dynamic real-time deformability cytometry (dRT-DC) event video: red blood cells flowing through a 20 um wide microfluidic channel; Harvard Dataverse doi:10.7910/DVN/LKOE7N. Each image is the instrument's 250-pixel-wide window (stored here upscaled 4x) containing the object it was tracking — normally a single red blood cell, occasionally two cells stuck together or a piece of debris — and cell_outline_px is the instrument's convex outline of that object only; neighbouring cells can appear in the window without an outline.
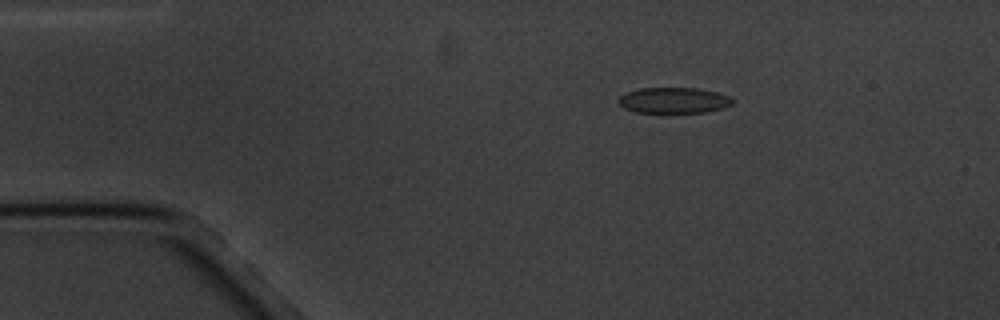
{"species": "common noctule bat (a hibernating species)", "species_latin": "Nyctalus noctula", "temperature_condition": "cold", "stored_images_in_passage": 5, "camera_frame_rate_fps": 3000, "um_per_image_px": 0.085, "animal": {"sex": "male", "body_mass_g": 20.1, "forearm_length_mm": 53.5}, "frame": {"image": 1, "passage_image": 3, "time_ms": 2.333, "image_size_px": [1000, 320], "cell_outline_px": [[732, 104], [724, 108], [708, 112], [636, 112], [624, 108], [616, 100], [620, 96], [628, 92], [640, 88], [696, 88], [716, 92], [728, 96], [732, 100]], "centroid_in_image_um": [57.26, 8.53], "position_along_channel_um": 27.7, "area_um2": 16.99}}
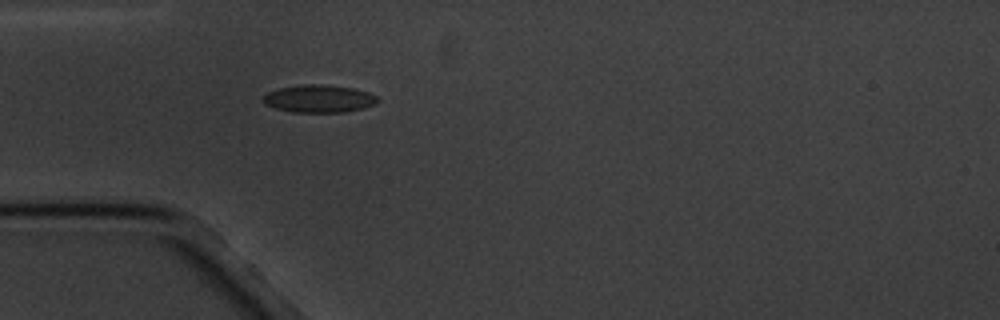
{"frame": {"image": 2, "passage_image": 5, "time_ms": 4.667, "image_size_px": [1000, 320], "cell_outline_px": [[380, 100], [376, 104], [364, 108], [344, 112], [292, 112], [276, 108], [264, 104], [264, 96], [268, 92], [276, 88], [304, 84], [324, 84], [352, 88], [368, 92], [376, 96]], "centroid_in_image_um": [27.12, 8.38], "position_along_channel_um": 57.9, "area_um2": 18.5}}